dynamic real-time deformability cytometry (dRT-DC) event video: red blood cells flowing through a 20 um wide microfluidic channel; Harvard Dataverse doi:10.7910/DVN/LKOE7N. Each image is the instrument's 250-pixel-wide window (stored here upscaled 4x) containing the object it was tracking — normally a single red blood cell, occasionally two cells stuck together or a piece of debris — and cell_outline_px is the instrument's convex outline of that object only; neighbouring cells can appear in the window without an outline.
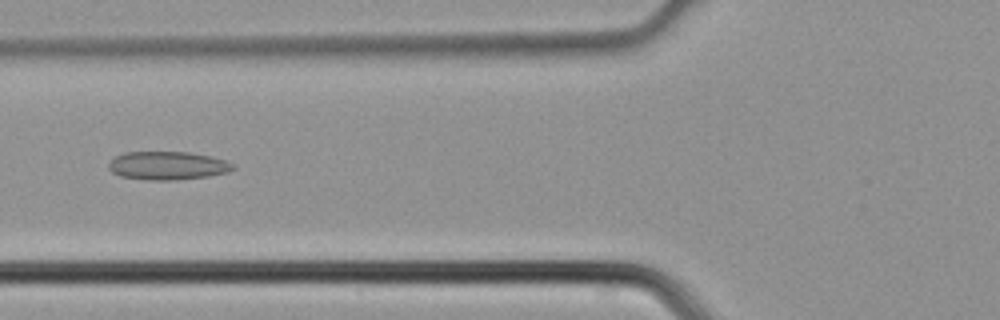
{"species": "common noctule bat (a hibernating species)", "species_latin": "Nyctalus noctula", "temperature_condition": "cold", "stored_images_in_passage": 3, "camera_frame_rate_fps": 3000, "um_per_image_px": 0.085, "animal": {"sex": "male", "body_mass_g": 21.5, "forearm_length_mm": 52.0}, "frame": {"image": 1, "passage_image": 3, "time_ms": 0.667, "image_size_px": [1000, 320], "cell_outline_px": [[236, 168], [228, 172], [208, 176], [176, 180], [148, 180], [120, 176], [112, 172], [108, 168], [108, 164], [116, 156], [124, 152], [188, 152], [208, 156], [224, 160], [232, 164]], "centroid_in_image_um": [14.22, 14.08], "position_along_channel_um": 111.6, "area_um2": 20.4}}